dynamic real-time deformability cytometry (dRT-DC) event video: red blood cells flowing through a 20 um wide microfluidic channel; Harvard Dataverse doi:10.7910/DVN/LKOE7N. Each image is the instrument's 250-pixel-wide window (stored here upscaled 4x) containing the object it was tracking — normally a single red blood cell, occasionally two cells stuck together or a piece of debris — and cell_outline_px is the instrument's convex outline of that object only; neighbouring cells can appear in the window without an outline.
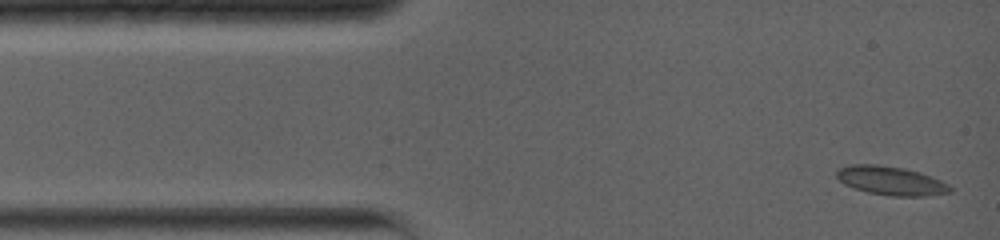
{"species": "common noctule bat (a hibernating species)", "species_latin": "Nyctalus noctula", "temperature_condition": "warm", "stored_images_in_passage": 69, "camera_frame_rate_fps": 5000, "um_per_image_px": 0.085, "animal": {"sex": "female", "body_mass_g": 19.0, "forearm_length_mm": 56.7}, "frame": {"image": 1, "passage_image": 1, "time_ms": 0.0, "image_size_px": [1000, 240], "cell_outline_px": [[952, 192], [924, 196], [892, 196], [868, 192], [844, 184], [836, 176], [836, 172], [840, 168], [848, 164], [876, 164], [904, 168], [920, 172], [932, 176], [948, 184], [952, 188]], "centroid_in_image_um": [75.74, 15.35], "position_along_channel_um": 9.3, "area_um2": 19.02}}
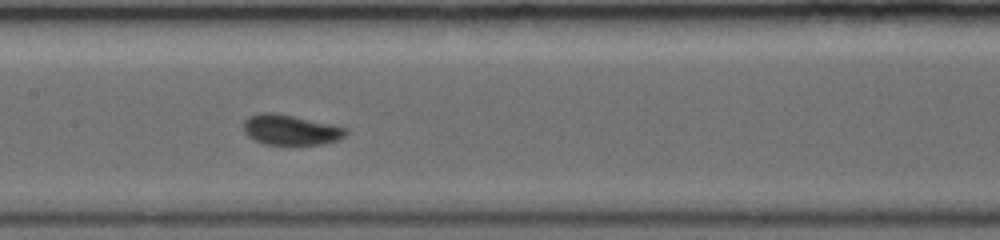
{"frame": {"image": 2, "passage_image": 29, "time_ms": 6.2, "image_size_px": [1000, 240], "cell_outline_px": [[348, 132], [344, 136], [336, 140], [320, 144], [264, 144], [248, 136], [244, 132], [244, 120], [248, 116], [260, 112], [272, 112], [332, 124], [348, 128]], "centroid_in_image_um": [24.68, 11.02], "position_along_channel_um": 182.7, "area_um2": 17.86}}
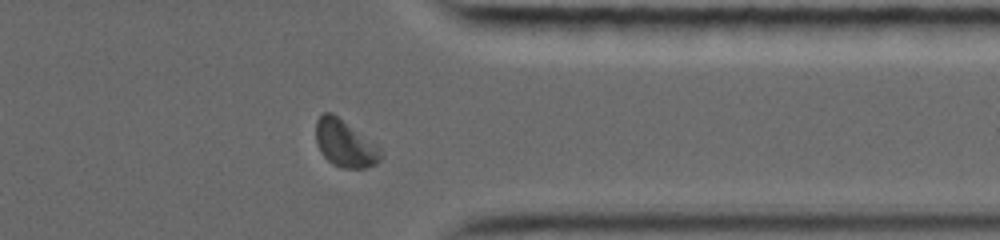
{"frame": {"image": 3, "passage_image": 61, "time_ms": 11.4, "image_size_px": [1000, 240], "cell_outline_px": [[384, 156], [376, 164], [368, 168], [344, 168], [332, 164], [320, 152], [316, 144], [316, 120], [324, 112], [332, 112], [380, 144], [384, 152]], "centroid_in_image_um": [29.39, 12.19], "position_along_channel_um": 382.0, "area_um2": 18.5}, "authors_computed_cell_mechanics": {"area_um2": 17.7446, "velocity_mm_per_s": 3.8997, "shape_relaxation_time_tau1_ms": 3.1189, "shape_relaxation_time_tau2_ms": null, "deformation_change_tau1": 0.0875, "deformation_change_tau2": null}}